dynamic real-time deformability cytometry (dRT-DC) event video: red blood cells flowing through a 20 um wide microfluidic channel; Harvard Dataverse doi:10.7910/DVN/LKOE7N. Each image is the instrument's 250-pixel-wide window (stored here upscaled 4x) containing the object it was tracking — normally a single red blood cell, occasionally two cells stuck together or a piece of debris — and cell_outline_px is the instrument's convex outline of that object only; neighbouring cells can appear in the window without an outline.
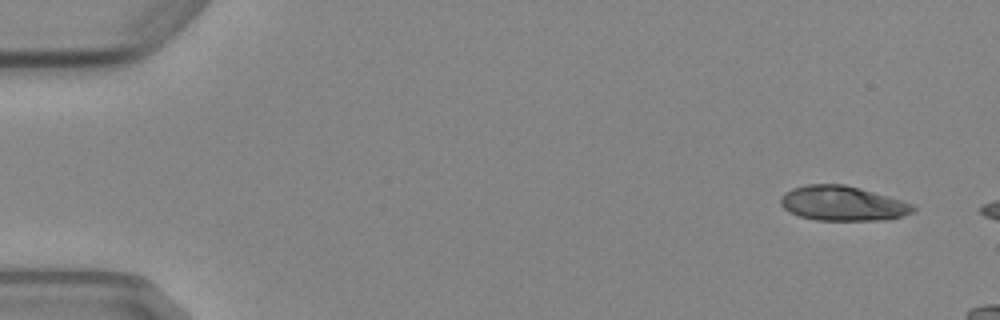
{"species": "Egyptian fruit bat (a non-hibernating species)", "species_latin": "Rousettus aegyptiacus", "temperature_condition": "cold", "stored_images_in_passage": 3, "camera_frame_rate_fps": 3000, "um_per_image_px": 0.085, "animal": {"sex": "female"}, "frame": {"image": 1, "passage_image": 1, "time_ms": 0.0, "image_size_px": [1000, 320], "cell_outline_px": [[916, 208], [912, 212], [888, 220], [816, 220], [800, 216], [788, 212], [780, 204], [780, 196], [784, 192], [792, 188], [808, 184], [844, 184], [860, 188], [916, 204]], "centroid_in_image_um": [71.61, 17.28], "position_along_channel_um": 13.4, "area_um2": 26.99}}